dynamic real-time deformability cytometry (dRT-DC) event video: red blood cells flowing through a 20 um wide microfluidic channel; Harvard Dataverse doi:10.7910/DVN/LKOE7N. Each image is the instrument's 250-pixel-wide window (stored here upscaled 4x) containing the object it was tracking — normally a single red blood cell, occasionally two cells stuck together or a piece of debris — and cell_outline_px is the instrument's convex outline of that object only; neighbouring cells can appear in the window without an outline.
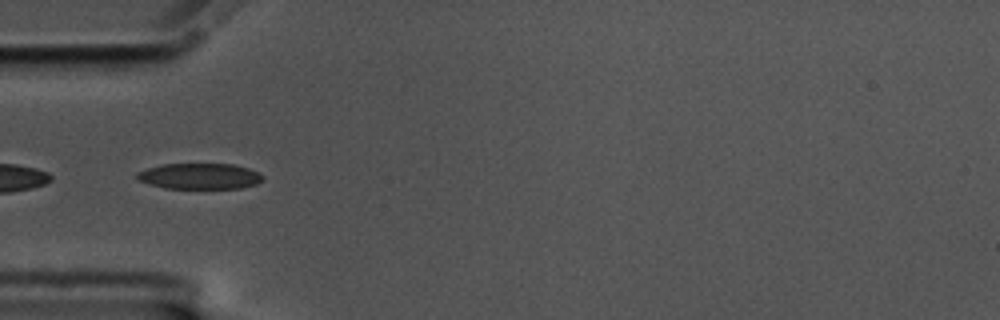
{"species": "common noctule bat (a hibernating species)", "species_latin": "Nyctalus noctula", "temperature_condition": "cold", "stored_images_in_passage": 48, "segment_of_instrument_passage": [2, 2], "camera_frame_rate_fps": 3000, "um_per_image_px": 0.085, "animal": {"sex": "male", "body_mass_g": 17.5, "forearm_length_mm": 52.3}, "frame": {"image": 1, "passage_image": 18, "time_ms": 5.667, "image_size_px": [1000, 320], "cell_outline_px": [[264, 180], [256, 184], [240, 188], [164, 188], [148, 184], [136, 180], [136, 172], [148, 168], [164, 164], [232, 164], [248, 168], [264, 176]], "centroid_in_image_um": [16.94, 14.98], "position_along_channel_um": 68.1, "area_um2": 18.96}}
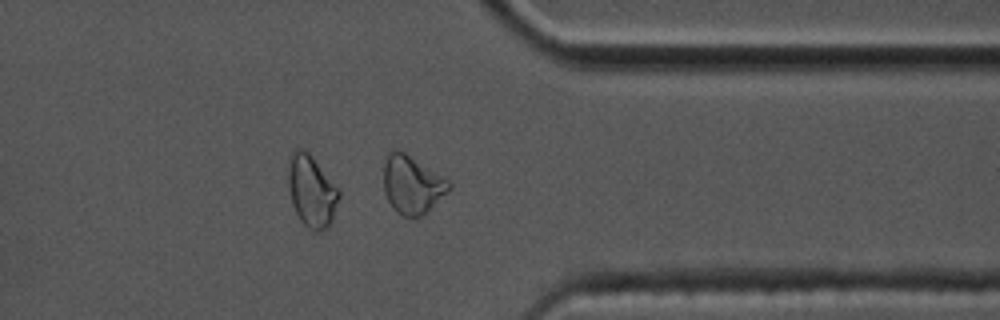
{"frame": {"image": 2, "passage_image": 45, "time_ms": 14.667, "image_size_px": [1000, 320], "cell_outline_px": [[452, 188], [448, 192], [420, 216], [404, 216], [396, 212], [388, 200], [384, 192], [384, 160], [388, 152], [396, 148], [404, 152], [448, 180], [452, 184]], "centroid_in_image_um": [35.0, 15.67], "position_along_channel_um": 376.4, "area_um2": 21.79}}